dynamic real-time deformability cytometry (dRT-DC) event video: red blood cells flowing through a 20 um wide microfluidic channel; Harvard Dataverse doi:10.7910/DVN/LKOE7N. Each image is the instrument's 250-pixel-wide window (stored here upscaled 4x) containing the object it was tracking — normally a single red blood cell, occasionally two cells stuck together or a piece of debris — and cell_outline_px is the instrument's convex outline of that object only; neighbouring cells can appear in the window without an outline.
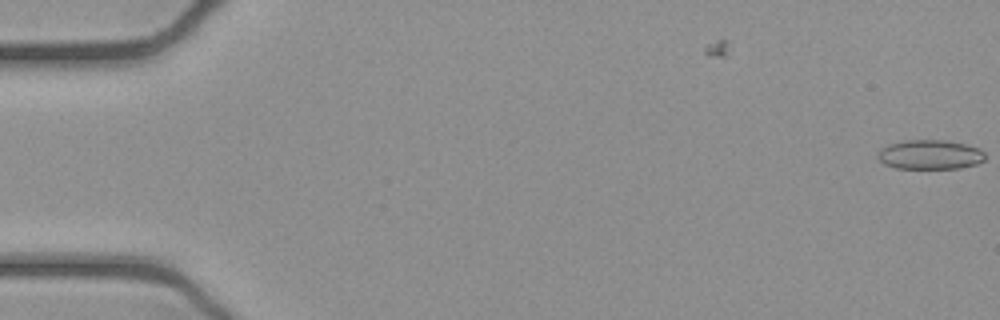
{"species": "common noctule bat (a hibernating species)", "species_latin": "Nyctalus noctula", "temperature_condition": "cold", "stored_images_in_passage": 4, "camera_frame_rate_fps": 3000, "um_per_image_px": 0.085, "animal": {"sex": "female", "body_mass_g": 21.9}, "frame": {"image": 1, "passage_image": 4, "time_ms": 1.0, "image_size_px": [1000, 320], "cell_outline_px": [[984, 160], [976, 164], [960, 168], [896, 168], [884, 164], [876, 156], [880, 148], [888, 144], [908, 140], [944, 140], [964, 144], [980, 148], [984, 152]], "centroid_in_image_um": [79.03, 13.14], "position_along_channel_um": 6.0, "area_um2": 18.38}}